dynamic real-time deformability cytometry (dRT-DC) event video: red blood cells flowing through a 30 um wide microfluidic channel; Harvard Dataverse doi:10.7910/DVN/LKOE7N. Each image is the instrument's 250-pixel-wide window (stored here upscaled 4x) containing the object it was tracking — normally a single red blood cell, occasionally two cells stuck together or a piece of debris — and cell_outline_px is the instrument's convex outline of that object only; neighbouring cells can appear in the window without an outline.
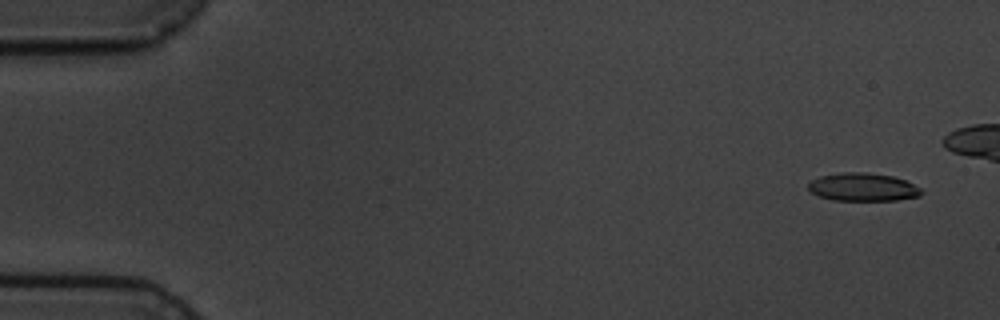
{"species": "common noctule bat (a hibernating species)", "species_latin": "Nyctalus noctula", "temperature_condition": "cold", "stored_images_in_passage": 5, "camera_frame_rate_fps": 3000, "um_per_image_px": 0.085, "animal": {"sex": "male", "body_mass_g": 19.5, "forearm_length_mm": 54.6}, "frame": {"image": 1, "passage_image": 1, "time_ms": 0.0, "image_size_px": [1000, 320], "cell_outline_px": [[924, 192], [920, 196], [896, 200], [832, 200], [820, 196], [812, 192], [808, 188], [808, 184], [812, 180], [820, 176], [844, 172], [864, 172], [892, 176], [904, 180], [920, 188]], "centroid_in_image_um": [73.35, 15.9], "position_along_channel_um": 11.6, "area_um2": 18.32}}